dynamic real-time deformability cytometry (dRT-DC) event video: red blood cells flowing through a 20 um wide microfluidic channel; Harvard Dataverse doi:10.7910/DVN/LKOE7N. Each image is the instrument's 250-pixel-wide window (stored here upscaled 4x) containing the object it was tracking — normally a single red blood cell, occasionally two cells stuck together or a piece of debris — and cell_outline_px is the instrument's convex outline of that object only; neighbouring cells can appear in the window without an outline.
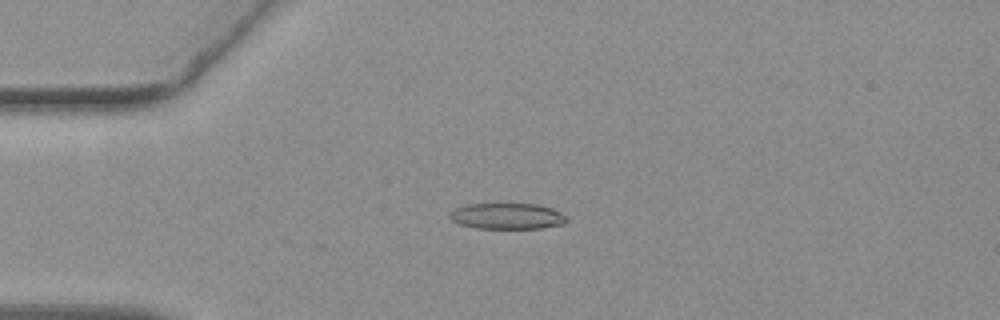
{"species": "common noctule bat (a hibernating species)", "species_latin": "Nyctalus noctula", "temperature_condition": "warm", "stored_images_in_passage": 19, "camera_frame_rate_fps": 3000, "um_per_image_px": 0.085, "animal": {"sex": "female", "body_mass_g": 19.3, "forearm_length_mm": 54.1}, "frame": {"image": 1, "passage_image": 3, "time_ms": 0.667, "image_size_px": [1000, 320], "cell_outline_px": [[568, 220], [564, 224], [540, 228], [476, 228], [460, 224], [452, 220], [448, 216], [456, 208], [464, 204], [536, 204], [552, 208], [560, 212]], "centroid_in_image_um": [43.11, 18.37], "position_along_channel_um": 41.9, "area_um2": 17.57}}
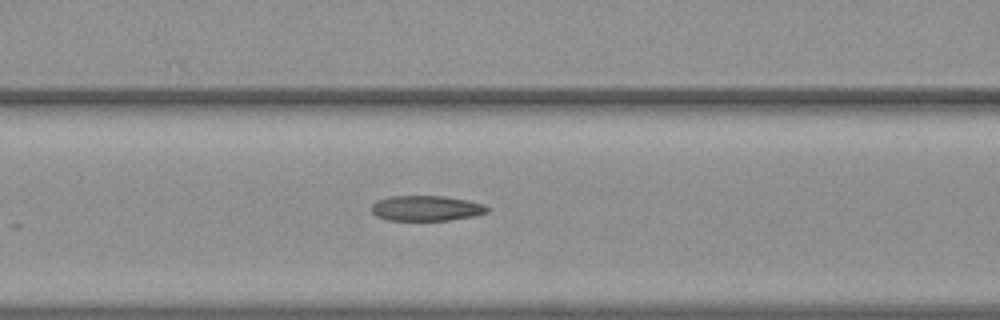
{"frame": {"image": 2, "passage_image": 12, "time_ms": 3.667, "image_size_px": [1000, 320], "cell_outline_px": [[488, 212], [476, 216], [448, 220], [388, 220], [376, 216], [372, 212], [372, 204], [376, 200], [388, 196], [444, 196], [468, 200], [484, 204], [488, 208]], "centroid_in_image_um": [36.23, 17.69], "position_along_channel_um": 130.4, "area_um2": 17.17}}
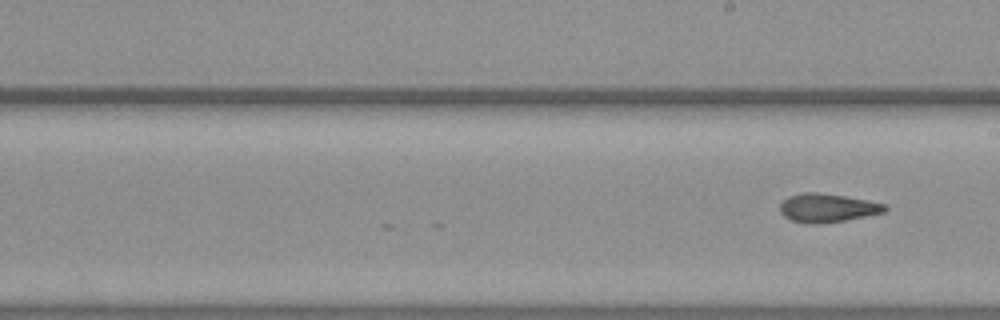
{"frame": {"image": 3, "passage_image": 19, "time_ms": 6.0, "image_size_px": [1000, 320], "cell_outline_px": [[888, 208], [884, 212], [844, 220], [816, 224], [808, 224], [792, 220], [784, 216], [780, 212], [780, 204], [788, 196], [804, 192], [816, 192], [844, 196], [868, 200], [888, 204]], "centroid_in_image_um": [70.33, 17.66], "position_along_channel_um": 218.7, "area_um2": 17.4}}